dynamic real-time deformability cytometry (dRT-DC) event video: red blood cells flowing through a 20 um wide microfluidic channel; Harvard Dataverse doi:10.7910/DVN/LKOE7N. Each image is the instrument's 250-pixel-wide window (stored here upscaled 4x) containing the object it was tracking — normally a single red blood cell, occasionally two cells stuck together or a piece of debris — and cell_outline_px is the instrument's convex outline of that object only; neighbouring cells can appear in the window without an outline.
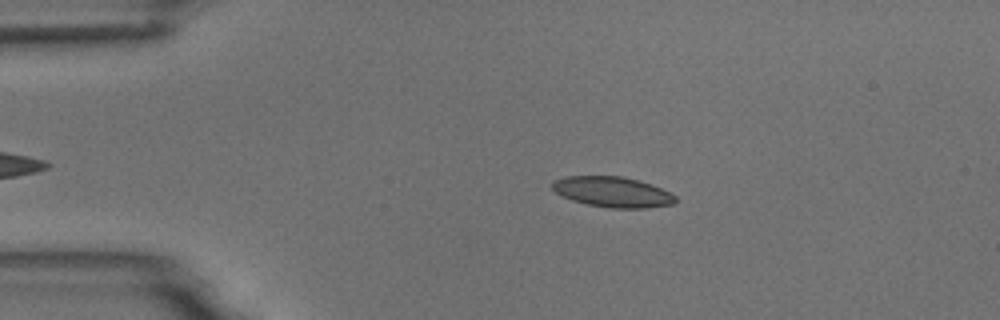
{"species": "common noctule bat (a hibernating species)", "species_latin": "Nyctalus noctula", "temperature_condition": "room temperature", "stored_images_in_passage": 4, "camera_frame_rate_fps": 3000, "um_per_image_px": 0.085, "animal": {"sex": "male", "body_mass_g": 18.8}, "frame": {"image": 1, "passage_image": 2, "time_ms": 1.333, "image_size_px": [1000, 320], "cell_outline_px": [[676, 204], [644, 208], [612, 208], [588, 204], [572, 200], [556, 192], [552, 188], [552, 184], [556, 180], [568, 176], [620, 176], [652, 184], [676, 196]], "centroid_in_image_um": [52.1, 16.32], "position_along_channel_um": 32.9, "area_um2": 21.56}}
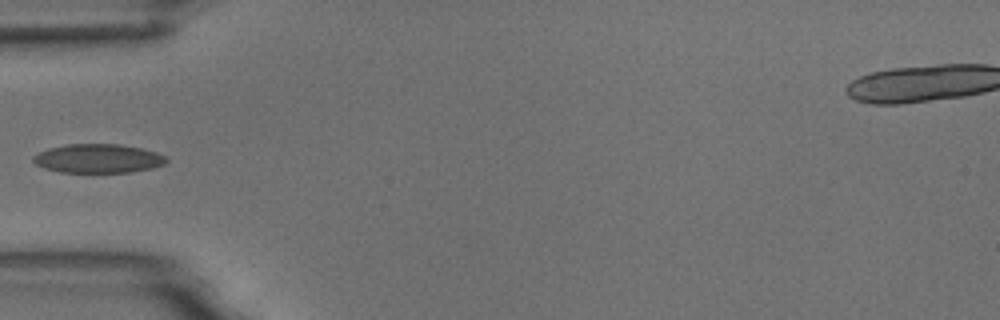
{"frame": {"image": 2, "passage_image": 4, "time_ms": 3.667, "image_size_px": [1000, 320], "cell_outline_px": [[168, 160], [164, 164], [152, 168], [132, 172], [60, 172], [44, 168], [36, 164], [32, 160], [32, 156], [48, 148], [68, 144], [120, 144], [140, 148], [156, 152], [164, 156]], "centroid_in_image_um": [8.32, 13.47], "position_along_channel_um": 76.7, "area_um2": 22.37}}